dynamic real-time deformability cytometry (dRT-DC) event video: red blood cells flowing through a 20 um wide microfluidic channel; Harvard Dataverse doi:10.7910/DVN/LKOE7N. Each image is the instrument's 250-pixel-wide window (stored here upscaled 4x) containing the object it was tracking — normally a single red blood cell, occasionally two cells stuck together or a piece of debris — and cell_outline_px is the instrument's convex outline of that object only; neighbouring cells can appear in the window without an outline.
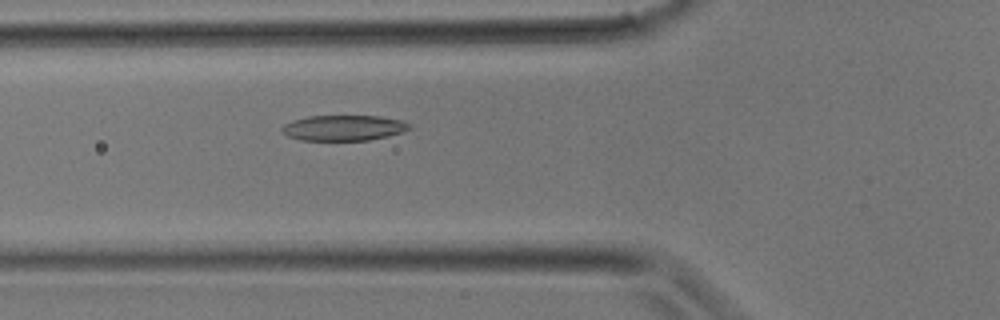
{"species": "common noctule bat (a hibernating species)", "species_latin": "Nyctalus noctula", "temperature_condition": "room temperature", "stored_images_in_passage": 25, "camera_frame_rate_fps": 3000, "um_per_image_px": 0.085, "animal": {"sex": "male", "body_mass_g": 17.9}, "frame": {"image": 1, "passage_image": 4, "time_ms": 1.0, "image_size_px": [1000, 320], "cell_outline_px": [[412, 128], [388, 136], [368, 140], [300, 140], [288, 136], [280, 132], [280, 128], [284, 124], [292, 120], [308, 116], [380, 116], [400, 120], [412, 124]], "centroid_in_image_um": [29.18, 10.86], "position_along_channel_um": 96.6, "area_um2": 19.02}}
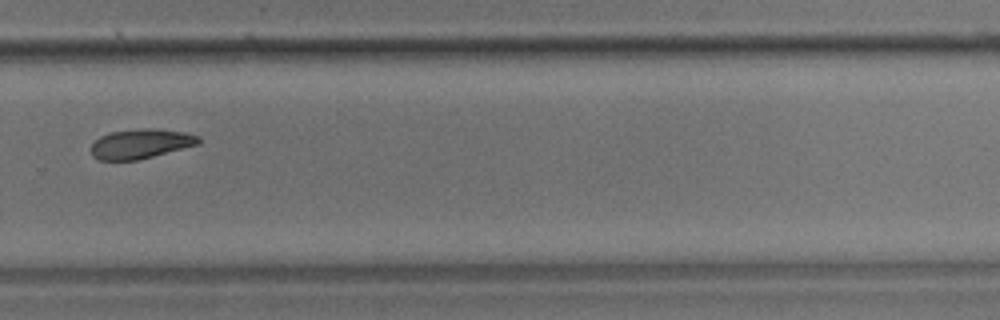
{"frame": {"image": 2, "passage_image": 15, "time_ms": 4.667, "image_size_px": [1000, 320], "cell_outline_px": [[200, 144], [136, 160], [100, 160], [92, 156], [92, 144], [100, 136], [112, 132], [144, 128], [156, 128], [184, 132], [200, 136]], "centroid_in_image_um": [11.98, 12.21], "position_along_channel_um": 317.8, "area_um2": 18.38}}
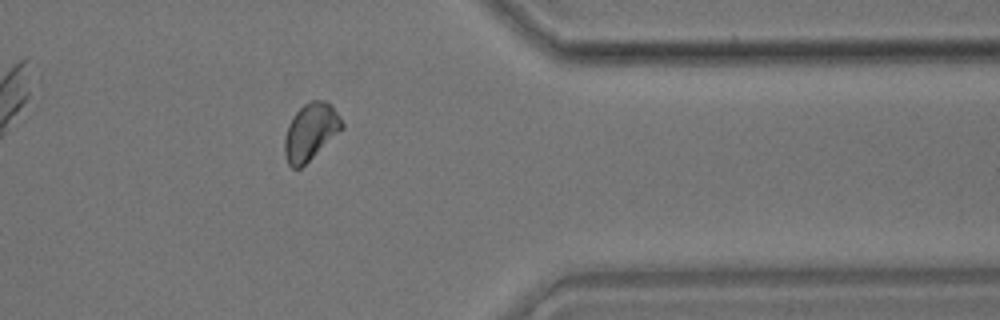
{"frame": {"image": 3, "passage_image": 19, "time_ms": 6.0, "image_size_px": [1000, 320], "cell_outline_px": [[344, 128], [300, 168], [292, 168], [288, 164], [284, 156], [284, 140], [288, 124], [292, 116], [304, 104], [312, 100], [324, 100], [332, 104], [340, 116], [344, 124]], "centroid_in_image_um": [26.4, 11.18], "position_along_channel_um": 385.0, "area_um2": 19.07}}